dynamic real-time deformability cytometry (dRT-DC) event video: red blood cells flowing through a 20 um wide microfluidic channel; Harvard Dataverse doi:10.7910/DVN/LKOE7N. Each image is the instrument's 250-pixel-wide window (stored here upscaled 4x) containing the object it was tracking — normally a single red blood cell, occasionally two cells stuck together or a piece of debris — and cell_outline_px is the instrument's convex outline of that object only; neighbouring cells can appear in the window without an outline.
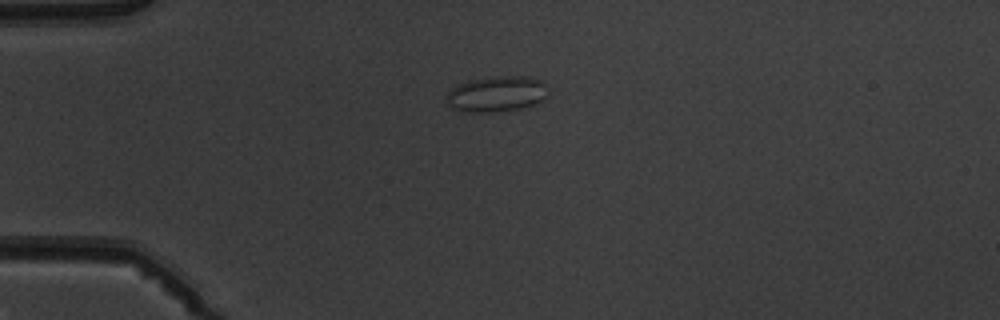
{"species": "common noctule bat (a hibernating species)", "species_latin": "Nyctalus noctula", "temperature_condition": "warm", "stored_images_in_passage": 4, "camera_frame_rate_fps": 3000, "um_per_image_px": 0.085, "animal": {"sex": "male", "body_mass_g": 19.5, "forearm_length_mm": 54.6}, "frame": {"image": 1, "passage_image": 1, "time_ms": 0.0, "image_size_px": [1000, 320], "cell_outline_px": [[544, 100], [520, 108], [496, 112], [464, 112], [452, 108], [448, 104], [448, 92], [452, 88], [468, 80], [496, 76], [524, 76], [540, 80], [544, 84]], "centroid_in_image_um": [42.16, 7.99], "position_along_channel_um": 42.8, "area_um2": 20.75}}
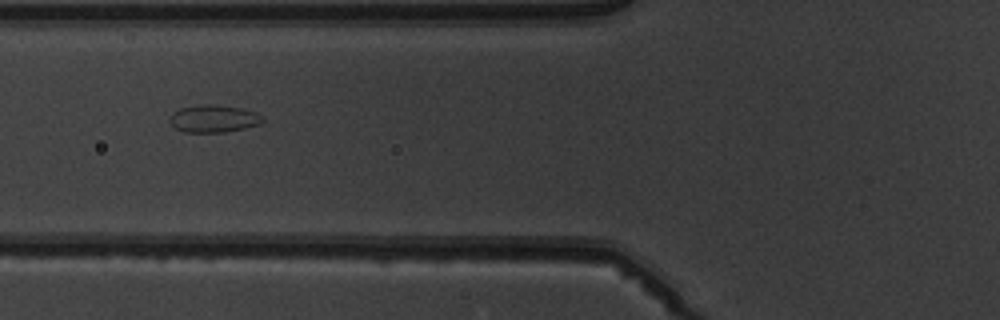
{"frame": {"image": 2, "passage_image": 3, "time_ms": 2.333, "image_size_px": [1000, 320], "cell_outline_px": [[264, 120], [260, 124], [244, 128], [224, 132], [184, 132], [176, 128], [168, 120], [168, 116], [172, 112], [180, 108], [200, 104], [212, 104], [240, 108], [256, 112], [264, 116]], "centroid_in_image_um": [18.14, 10.08], "position_along_channel_um": 107.7, "area_um2": 14.97}}
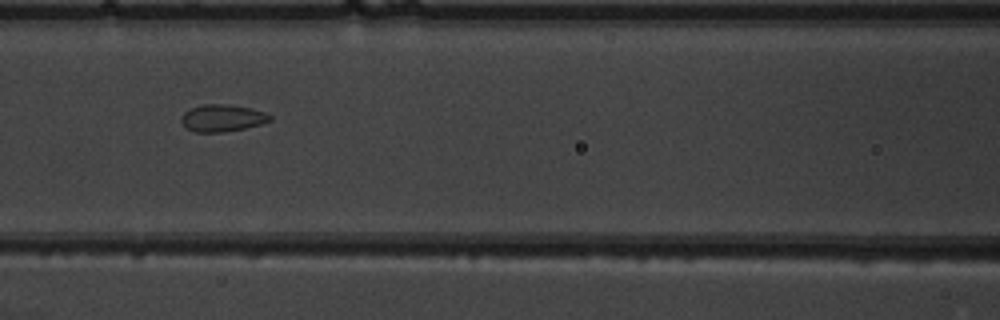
{"frame": {"image": 3, "passage_image": 4, "time_ms": 3.333, "image_size_px": [1000, 320], "cell_outline_px": [[272, 120], [260, 124], [244, 128], [224, 132], [196, 132], [188, 128], [180, 120], [180, 116], [184, 112], [200, 104], [224, 104], [248, 108], [264, 112], [272, 116]], "centroid_in_image_um": [18.88, 10.03], "position_along_channel_um": 147.7, "area_um2": 13.81}}